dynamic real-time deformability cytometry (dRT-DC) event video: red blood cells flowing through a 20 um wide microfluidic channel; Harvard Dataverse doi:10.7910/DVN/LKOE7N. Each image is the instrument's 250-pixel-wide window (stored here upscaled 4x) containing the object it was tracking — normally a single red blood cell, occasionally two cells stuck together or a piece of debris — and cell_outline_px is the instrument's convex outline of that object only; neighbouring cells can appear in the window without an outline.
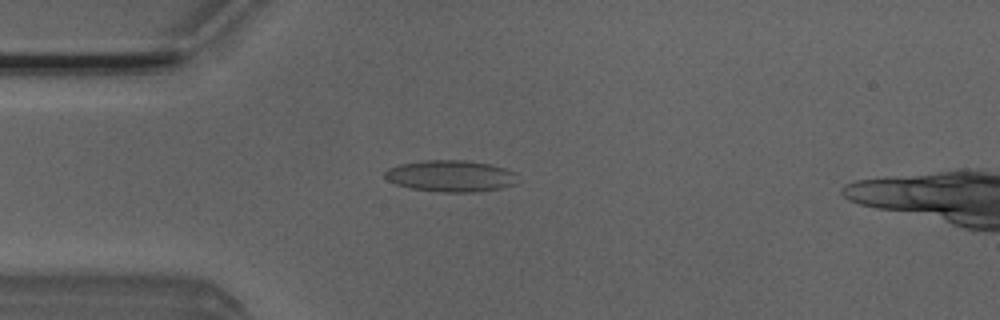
{"species": "Egyptian fruit bat (a non-hibernating species)", "species_latin": "Rousettus aegyptiacus", "temperature_condition": "room temperature", "stored_images_in_passage": 47, "camera_frame_rate_fps": 3000, "um_per_image_px": 0.085, "animal": {"sex": "male"}, "frame": {"image": 1, "passage_image": 11, "time_ms": 3.333, "image_size_px": [1000, 320], "cell_outline_px": [[516, 184], [500, 188], [480, 192], [444, 192], [412, 188], [396, 184], [388, 180], [384, 176], [384, 172], [388, 168], [400, 164], [424, 160], [464, 160], [492, 164], [516, 172]], "centroid_in_image_um": [38.33, 14.95], "position_along_channel_um": 46.7, "area_um2": 24.45}}
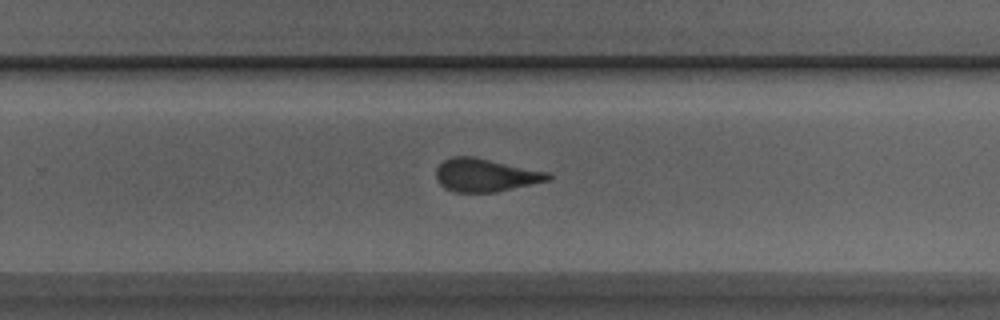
{"frame": {"image": 2, "passage_image": 30, "time_ms": 9.667, "image_size_px": [1000, 320], "cell_outline_px": [[552, 176], [548, 180], [496, 192], [452, 192], [444, 188], [436, 180], [436, 168], [444, 160], [452, 156], [476, 156], [548, 172]], "centroid_in_image_um": [41.21, 14.87], "position_along_channel_um": 288.6, "area_um2": 21.68}}
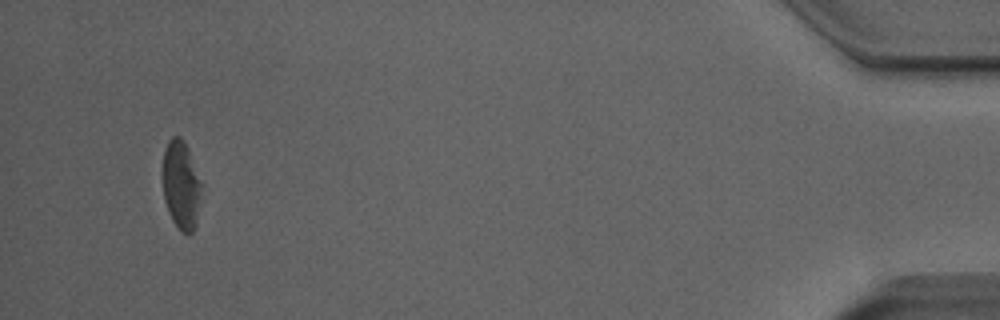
{"frame": {"image": 3, "passage_image": 46, "time_ms": 15.0, "image_size_px": [1000, 320], "cell_outline_px": [[200, 188], [196, 224], [192, 232], [188, 236], [180, 232], [172, 220], [164, 200], [160, 172], [164, 152], [168, 140], [172, 136], [180, 136], [184, 140], [188, 148], [200, 180]], "centroid_in_image_um": [15.33, 15.71], "position_along_channel_um": 419.9, "area_um2": 20.29}}